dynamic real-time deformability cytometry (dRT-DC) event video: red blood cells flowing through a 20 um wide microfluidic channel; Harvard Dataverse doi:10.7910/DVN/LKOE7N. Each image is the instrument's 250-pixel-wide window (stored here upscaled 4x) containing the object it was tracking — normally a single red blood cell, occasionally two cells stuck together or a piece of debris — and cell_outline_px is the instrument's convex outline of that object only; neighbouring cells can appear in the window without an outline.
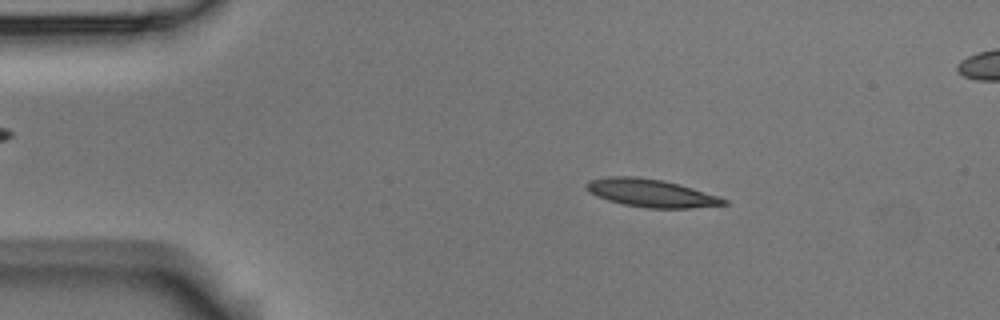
{"species": "Egyptian fruit bat (a non-hibernating species)", "species_latin": "Rousettus aegyptiacus", "temperature_condition": "room temperature", "stored_images_in_passage": 4, "camera_frame_rate_fps": 3000, "um_per_image_px": 0.085, "animal": {"sex": "male"}, "frame": {"image": 1, "passage_image": 1, "time_ms": 0.0, "image_size_px": [1000, 320], "cell_outline_px": [[728, 204], [692, 208], [648, 208], [624, 204], [608, 200], [596, 196], [588, 192], [584, 188], [584, 184], [588, 180], [608, 176], [640, 176], [664, 180], [680, 184], [720, 196], [728, 200]], "centroid_in_image_um": [55.32, 16.39], "position_along_channel_um": 29.7, "area_um2": 22.72}}
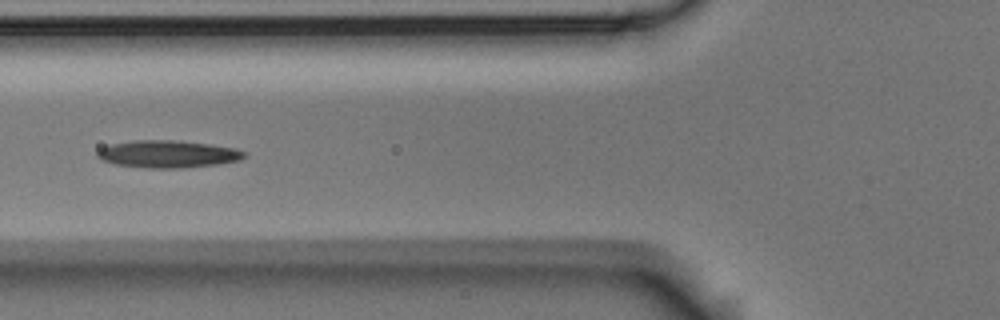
{"frame": {"image": 2, "passage_image": 4, "time_ms": 1.0, "image_size_px": [1000, 320], "cell_outline_px": [[248, 156], [240, 160], [216, 164], [184, 168], [148, 168], [116, 164], [104, 160], [96, 156], [96, 152], [100, 148], [112, 144], [132, 140], [172, 140], [208, 144], [236, 148], [244, 152]], "centroid_in_image_um": [14.28, 13.09], "position_along_channel_um": 111.5, "area_um2": 23.29}}